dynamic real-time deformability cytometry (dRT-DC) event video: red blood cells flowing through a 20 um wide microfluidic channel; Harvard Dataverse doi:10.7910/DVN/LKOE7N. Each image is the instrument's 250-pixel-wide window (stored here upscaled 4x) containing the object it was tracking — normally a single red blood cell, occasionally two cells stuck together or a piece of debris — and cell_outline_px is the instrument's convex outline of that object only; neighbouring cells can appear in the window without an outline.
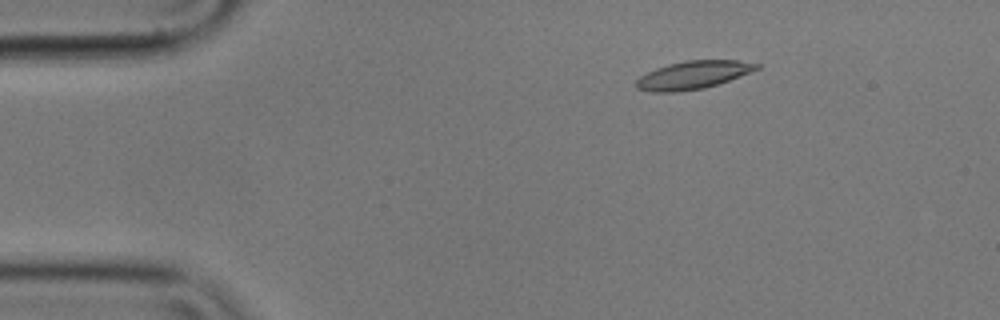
{"species": "common noctule bat (a hibernating species)", "species_latin": "Nyctalus noctula", "temperature_condition": "cold", "stored_images_in_passage": 6, "camera_frame_rate_fps": 3000, "um_per_image_px": 0.085, "animal": {"sex": "male", "body_mass_g": 17.9}, "frame": {"image": 1, "passage_image": 3, "time_ms": 0.667, "image_size_px": [1000, 320], "cell_outline_px": [[760, 68], [728, 80], [704, 88], [676, 92], [652, 92], [636, 88], [636, 80], [640, 76], [656, 68], [668, 64], [684, 60], [736, 60], [760, 64]], "centroid_in_image_um": [58.88, 6.37], "position_along_channel_um": 26.1, "area_um2": 19.48}}
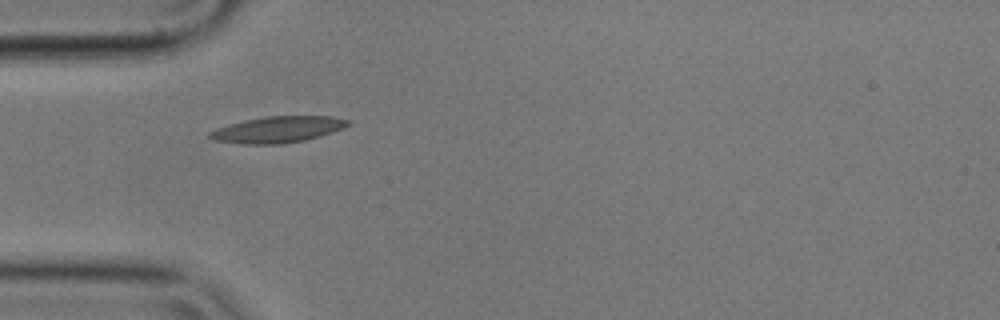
{"frame": {"image": 2, "passage_image": 5, "time_ms": 1.333, "image_size_px": [1000, 320], "cell_outline_px": [[352, 124], [344, 128], [320, 136], [304, 140], [280, 144], [240, 144], [216, 140], [208, 136], [208, 132], [216, 128], [228, 124], [244, 120], [264, 116], [332, 116], [352, 120]], "centroid_in_image_um": [23.64, 11.0], "position_along_channel_um": 61.4, "area_um2": 21.33}}
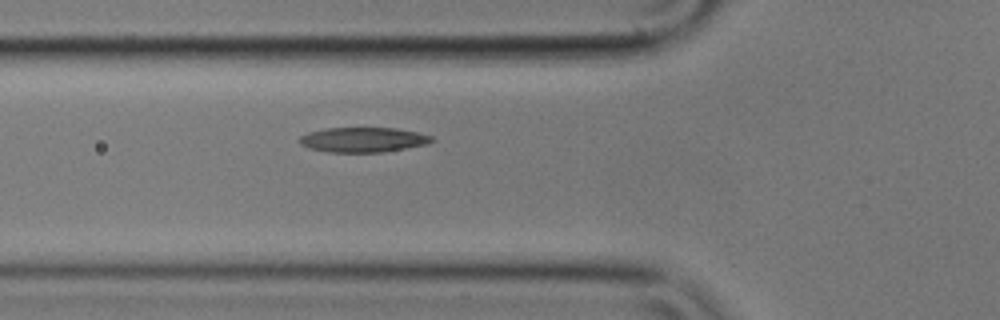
{"frame": {"image": 3, "passage_image": 6, "time_ms": 1.667, "image_size_px": [1000, 320], "cell_outline_px": [[436, 140], [428, 144], [380, 152], [328, 152], [308, 148], [300, 144], [300, 136], [308, 132], [324, 128], [396, 128], [416, 132], [432, 136]], "centroid_in_image_um": [30.85, 11.87], "position_along_channel_um": 94.9, "area_um2": 19.13}}